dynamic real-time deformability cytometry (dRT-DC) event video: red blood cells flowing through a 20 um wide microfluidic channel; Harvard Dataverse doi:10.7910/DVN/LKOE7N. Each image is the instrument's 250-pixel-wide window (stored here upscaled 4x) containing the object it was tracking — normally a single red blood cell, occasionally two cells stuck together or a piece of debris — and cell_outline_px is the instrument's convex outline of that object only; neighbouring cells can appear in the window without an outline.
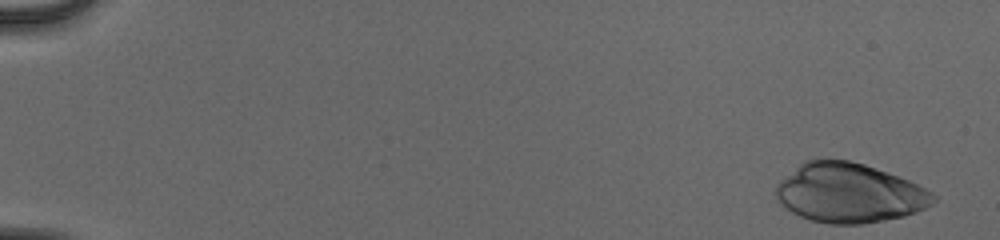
{"species": "human", "species_latin": "Homo sapiens", "temperature_condition": "cold", "stored_images_in_passage": 53, "camera_frame_rate_fps": 3000, "um_per_image_px": 0.085, "donor": {"sex": "male"}, "frame": {"image": 1, "passage_image": 2, "time_ms": 0.333, "image_size_px": [1000, 240], "cell_outline_px": [[936, 200], [932, 204], [916, 212], [904, 216], [864, 224], [828, 224], [812, 220], [800, 216], [792, 212], [776, 200], [776, 184], [780, 180], [804, 160], [848, 160], [864, 164], [908, 180], [932, 192], [936, 196]], "centroid_in_image_um": [72.17, 16.41], "position_along_channel_um": 12.8, "area_um2": 54.16}}
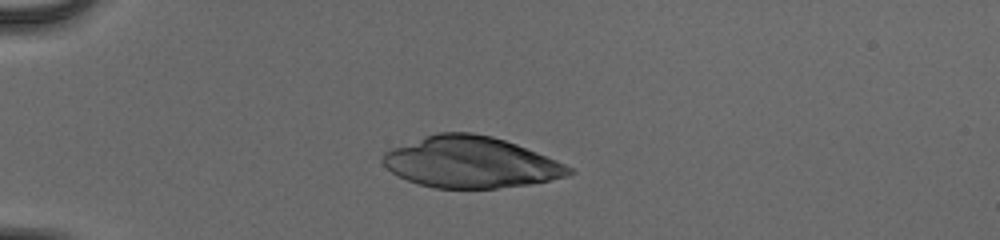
{"frame": {"image": 2, "passage_image": 15, "time_ms": 4.667, "image_size_px": [1000, 240], "cell_outline_px": [[576, 172], [568, 176], [532, 184], [496, 188], [436, 188], [420, 184], [408, 180], [392, 172], [384, 164], [384, 152], [392, 148], [440, 132], [472, 132], [492, 136], [516, 144], [556, 160], [572, 168]], "centroid_in_image_um": [40.06, 13.8], "position_along_channel_um": 44.9, "area_um2": 54.91}}